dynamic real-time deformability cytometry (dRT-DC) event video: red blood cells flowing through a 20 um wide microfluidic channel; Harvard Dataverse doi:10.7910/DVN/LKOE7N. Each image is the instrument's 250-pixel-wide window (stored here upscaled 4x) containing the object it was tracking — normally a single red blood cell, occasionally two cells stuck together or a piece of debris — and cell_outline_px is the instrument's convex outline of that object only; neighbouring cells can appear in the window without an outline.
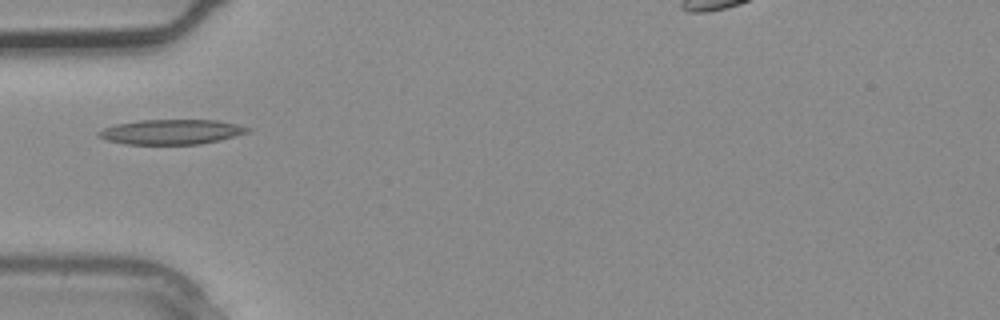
{"species": "common noctule bat (a hibernating species)", "species_latin": "Nyctalus noctula", "temperature_condition": "warm", "stored_images_in_passage": 3, "camera_frame_rate_fps": 3000, "um_per_image_px": 0.085, "animal": {"sex": "male", "body_mass_g": 20.4}, "frame": {"image": 1, "passage_image": 3, "time_ms": 0.667, "image_size_px": [1000, 320], "cell_outline_px": [[252, 132], [220, 140], [200, 144], [124, 144], [108, 140], [96, 136], [96, 132], [104, 128], [116, 124], [140, 120], [216, 120], [236, 124], [252, 128]], "centroid_in_image_um": [14.59, 11.21], "position_along_channel_um": 70.4, "area_um2": 21.73}}